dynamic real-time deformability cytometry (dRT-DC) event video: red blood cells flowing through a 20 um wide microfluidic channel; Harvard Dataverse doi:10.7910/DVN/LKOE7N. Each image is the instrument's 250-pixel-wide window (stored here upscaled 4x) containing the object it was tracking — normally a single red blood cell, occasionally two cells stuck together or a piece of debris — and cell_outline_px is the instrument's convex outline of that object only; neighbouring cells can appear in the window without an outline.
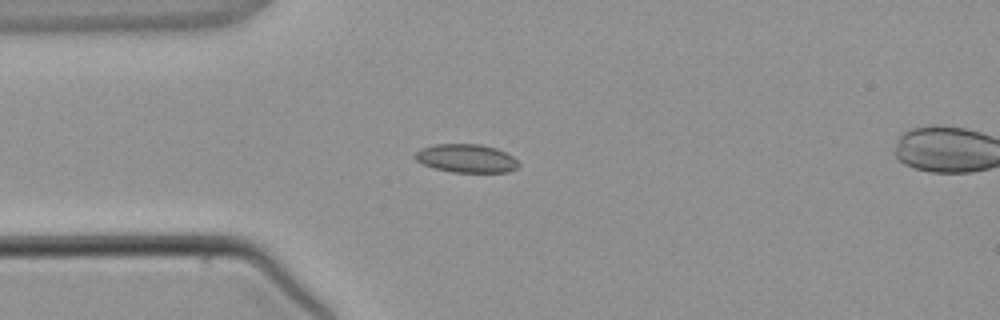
{"species": "common noctule bat (a hibernating species)", "species_latin": "Nyctalus noctula", "temperature_condition": "warm", "stored_images_in_passage": 5, "camera_frame_rate_fps": 3000, "um_per_image_px": 0.085, "animal": {"sex": "male", "body_mass_g": 21.5, "forearm_length_mm": 52.0}, "frame": {"image": 1, "passage_image": 4, "time_ms": 3.667, "image_size_px": [1000, 320], "cell_outline_px": [[520, 164], [516, 168], [508, 172], [452, 172], [436, 168], [424, 164], [416, 160], [416, 152], [420, 148], [436, 144], [480, 144], [496, 148], [512, 156]], "centroid_in_image_um": [39.65, 13.45], "position_along_channel_um": 45.3, "area_um2": 16.94}}